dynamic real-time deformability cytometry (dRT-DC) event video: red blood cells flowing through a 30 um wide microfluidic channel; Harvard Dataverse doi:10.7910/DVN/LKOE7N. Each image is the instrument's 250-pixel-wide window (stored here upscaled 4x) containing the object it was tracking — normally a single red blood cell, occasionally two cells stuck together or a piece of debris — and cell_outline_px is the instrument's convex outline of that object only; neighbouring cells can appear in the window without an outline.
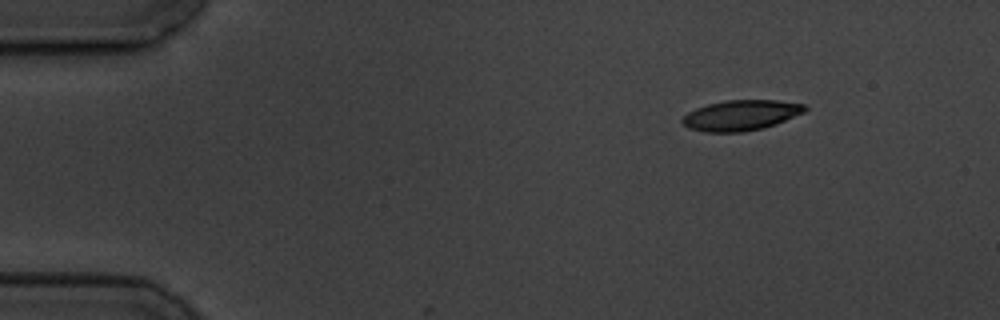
{"species": "common noctule bat (a hibernating species)", "species_latin": "Nyctalus noctula", "temperature_condition": "cold", "stored_images_in_passage": 3, "camera_frame_rate_fps": 3000, "um_per_image_px": 0.085, "animal": {"sex": "male", "body_mass_g": 19.5, "forearm_length_mm": 54.6}, "frame": {"image": 1, "passage_image": 1, "time_ms": 0.0, "image_size_px": [1000, 320], "cell_outline_px": [[808, 108], [804, 112], [776, 124], [764, 128], [744, 132], [704, 132], [688, 128], [680, 120], [688, 112], [696, 108], [708, 104], [724, 100], [776, 100], [804, 104]], "centroid_in_image_um": [62.97, 9.8], "position_along_channel_um": 22.0, "area_um2": 21.79}}
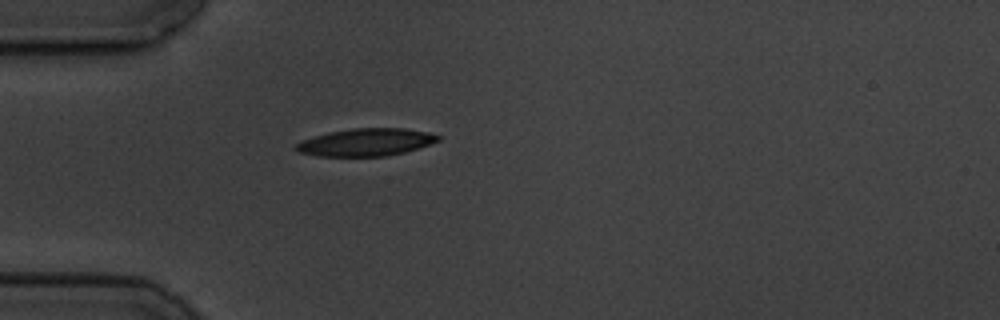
{"frame": {"image": 2, "passage_image": 3, "time_ms": 3.0, "image_size_px": [1000, 320], "cell_outline_px": [[440, 140], [404, 152], [388, 156], [316, 156], [296, 152], [292, 148], [296, 144], [304, 140], [328, 132], [352, 128], [404, 128], [428, 132], [440, 136]], "centroid_in_image_um": [31.06, 12.09], "position_along_channel_um": 53.9, "area_um2": 22.72}}